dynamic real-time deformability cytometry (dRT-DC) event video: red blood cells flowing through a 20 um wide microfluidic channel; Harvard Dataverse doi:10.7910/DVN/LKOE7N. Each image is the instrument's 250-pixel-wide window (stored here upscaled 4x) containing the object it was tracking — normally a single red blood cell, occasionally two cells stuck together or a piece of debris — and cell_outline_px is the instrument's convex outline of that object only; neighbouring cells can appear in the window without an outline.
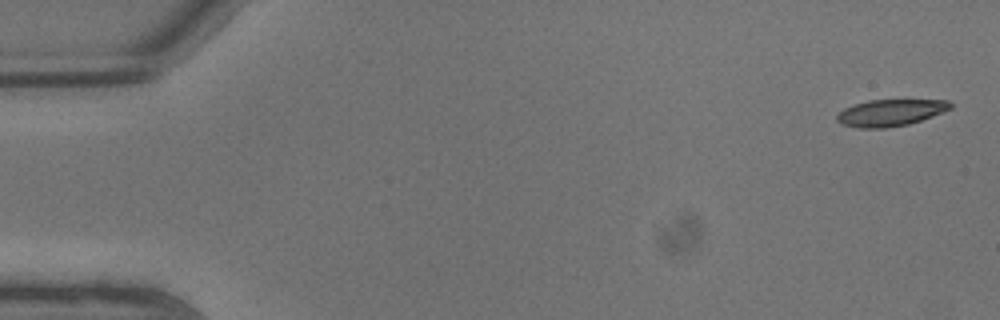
{"species": "common noctule bat (a hibernating species)", "species_latin": "Nyctalus noctula", "temperature_condition": "warm", "stored_images_in_passage": 9, "camera_frame_rate_fps": 3000, "um_per_image_px": 0.085, "animal": {"sex": "male", "body_mass_g": 13.3}, "frame": {"image": 1, "passage_image": 1, "time_ms": 0.0, "image_size_px": [1000, 320], "cell_outline_px": [[952, 108], [932, 116], [908, 124], [888, 128], [860, 128], [840, 124], [836, 120], [836, 116], [844, 108], [852, 104], [868, 100], [948, 100], [952, 104]], "centroid_in_image_um": [75.65, 9.58], "position_along_channel_um": 9.4, "area_um2": 17.69}}
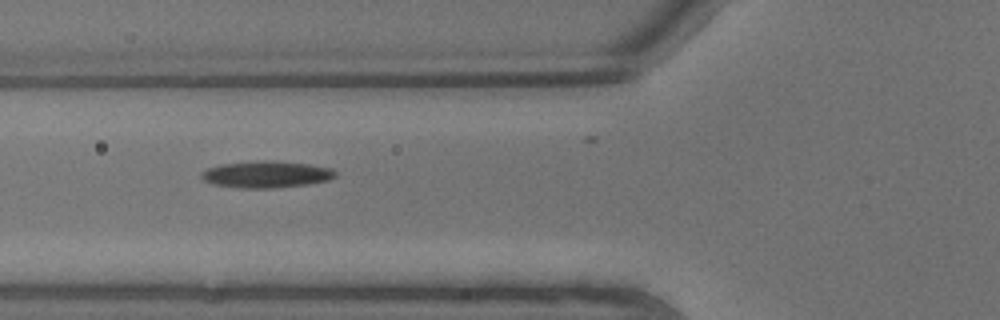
{"frame": {"image": 2, "passage_image": 8, "time_ms": 2.333, "image_size_px": [1000, 320], "cell_outline_px": [[336, 176], [328, 180], [308, 184], [276, 188], [240, 188], [212, 184], [200, 180], [200, 172], [208, 168], [220, 164], [264, 160], [308, 164], [332, 168], [336, 172]], "centroid_in_image_um": [22.59, 14.83], "position_along_channel_um": 103.2, "area_um2": 20.98}}
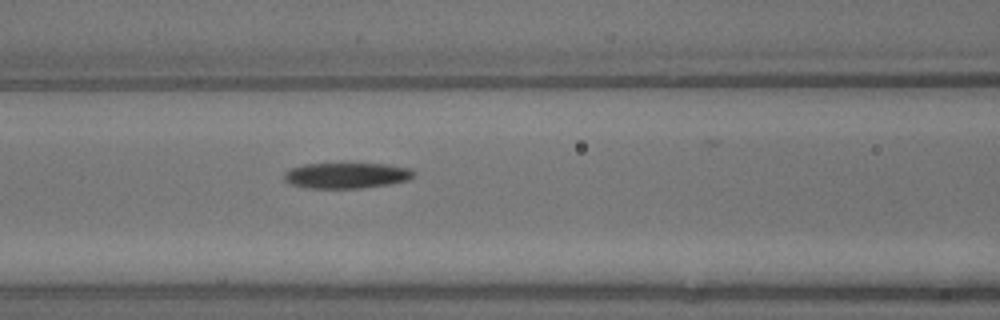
{"frame": {"image": 3, "passage_image": 9, "time_ms": 2.667, "image_size_px": [1000, 320], "cell_outline_px": [[412, 176], [408, 180], [388, 184], [360, 188], [308, 188], [292, 184], [284, 180], [284, 172], [292, 168], [304, 164], [384, 164], [408, 168], [412, 172]], "centroid_in_image_um": [29.4, 14.92], "position_along_channel_um": 137.2, "area_um2": 19.02}}